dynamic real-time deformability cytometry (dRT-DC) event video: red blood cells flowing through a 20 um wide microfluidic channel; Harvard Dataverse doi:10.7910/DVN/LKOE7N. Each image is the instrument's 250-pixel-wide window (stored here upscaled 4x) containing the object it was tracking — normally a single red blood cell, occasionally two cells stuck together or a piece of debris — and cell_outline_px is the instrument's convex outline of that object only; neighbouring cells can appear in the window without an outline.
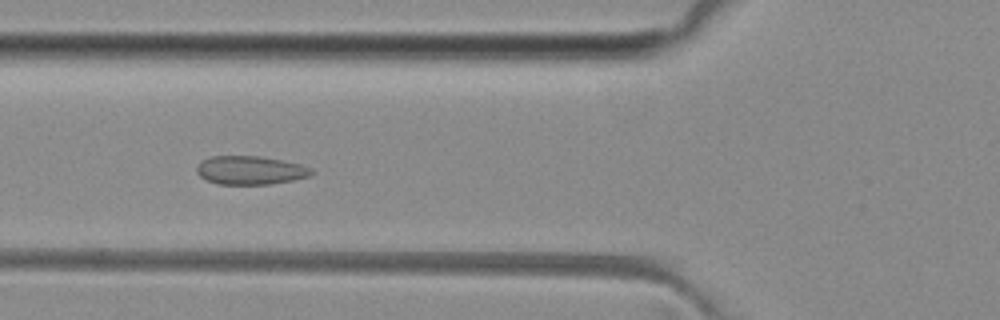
{"species": "common noctule bat (a hibernating species)", "species_latin": "Nyctalus noctula", "temperature_condition": "room temperature", "stored_images_in_passage": 51, "camera_frame_rate_fps": 3000, "um_per_image_px": 0.085, "animal": {"sex": "female", "body_mass_g": 29.2, "forearm_length_mm": 56.3}, "frame": {"image": 1, "passage_image": 19, "time_ms": 6.0, "image_size_px": [1000, 320], "cell_outline_px": [[316, 172], [308, 176], [292, 180], [272, 184], [216, 184], [200, 176], [196, 172], [196, 168], [204, 160], [212, 156], [260, 156], [300, 164], [312, 168]], "centroid_in_image_um": [21.3, 14.47], "position_along_channel_um": 104.5, "area_um2": 18.96}}
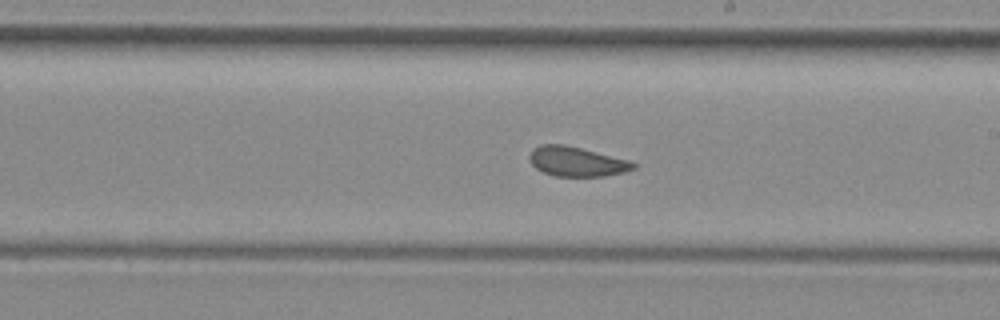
{"frame": {"image": 2, "passage_image": 29, "time_ms": 9.333, "image_size_px": [1000, 320], "cell_outline_px": [[636, 168], [624, 172], [604, 176], [556, 176], [544, 172], [536, 168], [532, 164], [528, 156], [540, 144], [564, 144], [628, 160], [636, 164]], "centroid_in_image_um": [49.02, 13.74], "position_along_channel_um": 240.0, "area_um2": 17.63}}
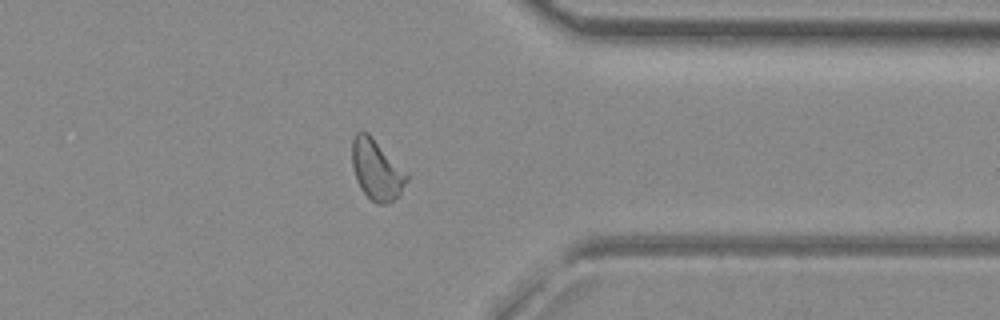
{"frame": {"image": 3, "passage_image": 40, "time_ms": 13.0, "image_size_px": [1000, 320], "cell_outline_px": [[408, 180], [400, 192], [388, 204], [380, 204], [372, 200], [360, 188], [356, 180], [352, 164], [352, 140], [356, 132], [368, 132], [408, 172]], "centroid_in_image_um": [32.01, 14.4], "position_along_channel_um": 379.4, "area_um2": 19.19}, "authors_computed_cell_mechanics": {"area_um2": 19.2474, "velocity_mm_per_s": 4.0679, "shape_relaxation_time_tau1_ms": null, "shape_relaxation_time_tau2_ms": 2.0836, "deformation_change_tau1": null, "deformation_change_tau2": 0.0718}}